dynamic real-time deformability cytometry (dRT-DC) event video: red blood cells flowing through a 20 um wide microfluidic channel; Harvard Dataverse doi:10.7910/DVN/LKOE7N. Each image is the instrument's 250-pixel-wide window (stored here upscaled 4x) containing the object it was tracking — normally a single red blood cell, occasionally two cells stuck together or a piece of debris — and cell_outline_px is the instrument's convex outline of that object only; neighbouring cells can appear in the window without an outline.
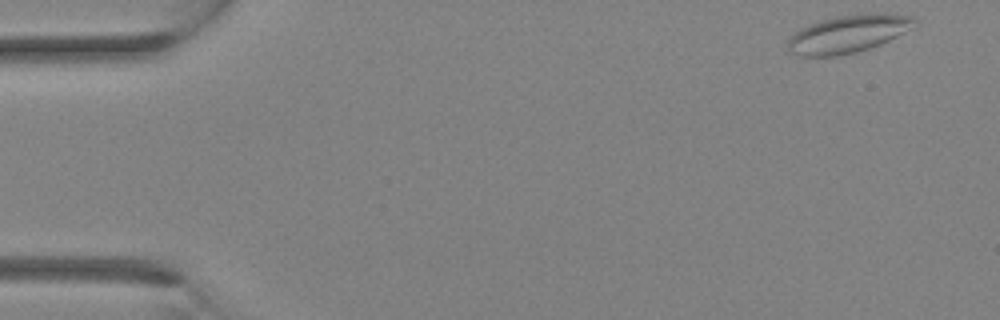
{"species": "Egyptian fruit bat (a non-hibernating species)", "species_latin": "Rousettus aegyptiacus", "temperature_condition": "room temperature", "stored_images_in_passage": 17, "camera_frame_rate_fps": 3000, "um_per_image_px": 0.085, "animal": {"sex": "female"}, "frame": {"image": 1, "passage_image": 1, "time_ms": 0.0, "image_size_px": [1000, 320], "cell_outline_px": [[916, 28], [880, 44], [856, 52], [836, 56], [800, 56], [788, 52], [788, 40], [800, 28], [808, 24], [840, 16], [876, 12], [880, 12], [912, 16], [916, 20]], "centroid_in_image_um": [72.14, 2.88], "position_along_channel_um": 12.9, "area_um2": 27.92}}
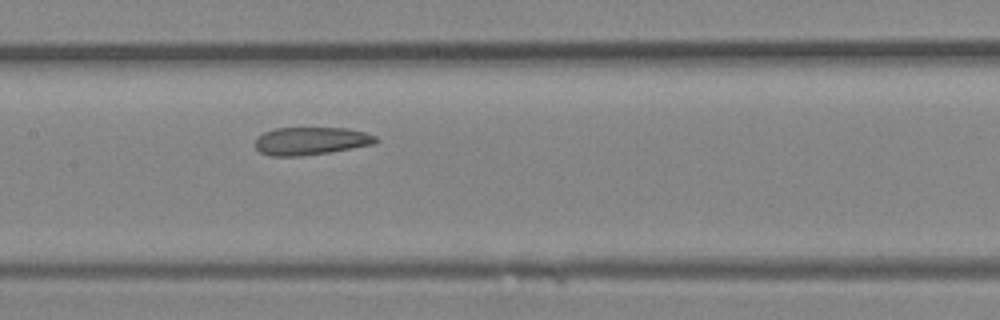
{"frame": {"image": 2, "passage_image": 15, "time_ms": 4.667, "image_size_px": [1000, 320], "cell_outline_px": [[376, 140], [372, 144], [328, 152], [300, 156], [272, 156], [260, 152], [256, 148], [256, 136], [264, 132], [276, 128], [348, 128], [364, 132], [376, 136]], "centroid_in_image_um": [26.37, 11.97], "position_along_channel_um": 181.0, "area_um2": 19.31}}
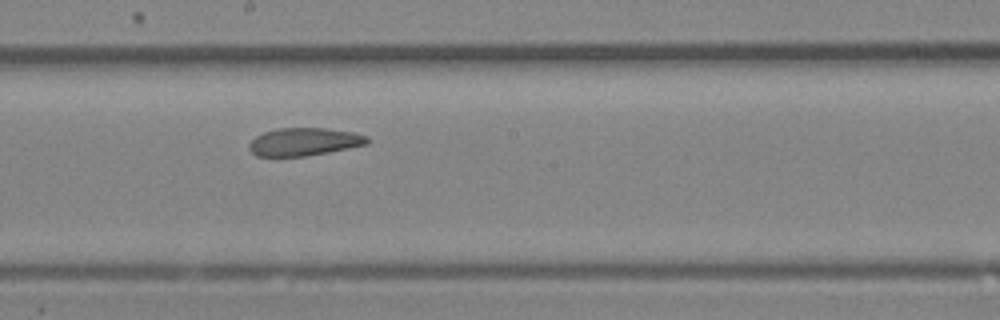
{"frame": {"image": 3, "passage_image": 17, "time_ms": 5.333, "image_size_px": [1000, 320], "cell_outline_px": [[368, 144], [328, 152], [304, 156], [256, 156], [248, 148], [248, 144], [256, 136], [264, 132], [276, 128], [324, 128], [352, 132], [368, 136]], "centroid_in_image_um": [25.83, 12.05], "position_along_channel_um": 222.4, "area_um2": 19.07}}